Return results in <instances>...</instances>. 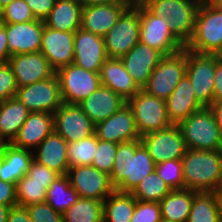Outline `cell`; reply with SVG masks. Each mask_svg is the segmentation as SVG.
I'll return each mask as SVG.
<instances>
[{
  "instance_id": "cell-21",
  "label": "cell",
  "mask_w": 222,
  "mask_h": 222,
  "mask_svg": "<svg viewBox=\"0 0 222 222\" xmlns=\"http://www.w3.org/2000/svg\"><path fill=\"white\" fill-rule=\"evenodd\" d=\"M44 22L5 23L9 54L40 52Z\"/></svg>"
},
{
  "instance_id": "cell-23",
  "label": "cell",
  "mask_w": 222,
  "mask_h": 222,
  "mask_svg": "<svg viewBox=\"0 0 222 222\" xmlns=\"http://www.w3.org/2000/svg\"><path fill=\"white\" fill-rule=\"evenodd\" d=\"M126 104L127 101L116 94L112 89L100 85L97 90L92 92L78 105L96 125L97 123L109 118Z\"/></svg>"
},
{
  "instance_id": "cell-43",
  "label": "cell",
  "mask_w": 222,
  "mask_h": 222,
  "mask_svg": "<svg viewBox=\"0 0 222 222\" xmlns=\"http://www.w3.org/2000/svg\"><path fill=\"white\" fill-rule=\"evenodd\" d=\"M161 210L158 202H143L136 200L134 214L130 222H158Z\"/></svg>"
},
{
  "instance_id": "cell-59",
  "label": "cell",
  "mask_w": 222,
  "mask_h": 222,
  "mask_svg": "<svg viewBox=\"0 0 222 222\" xmlns=\"http://www.w3.org/2000/svg\"><path fill=\"white\" fill-rule=\"evenodd\" d=\"M158 222H171V221H168V220H166L164 218H161Z\"/></svg>"
},
{
  "instance_id": "cell-41",
  "label": "cell",
  "mask_w": 222,
  "mask_h": 222,
  "mask_svg": "<svg viewBox=\"0 0 222 222\" xmlns=\"http://www.w3.org/2000/svg\"><path fill=\"white\" fill-rule=\"evenodd\" d=\"M36 20L24 0H14L0 12L1 23H23Z\"/></svg>"
},
{
  "instance_id": "cell-8",
  "label": "cell",
  "mask_w": 222,
  "mask_h": 222,
  "mask_svg": "<svg viewBox=\"0 0 222 222\" xmlns=\"http://www.w3.org/2000/svg\"><path fill=\"white\" fill-rule=\"evenodd\" d=\"M64 103L79 104L101 85L98 72L85 70L74 63L55 71Z\"/></svg>"
},
{
  "instance_id": "cell-18",
  "label": "cell",
  "mask_w": 222,
  "mask_h": 222,
  "mask_svg": "<svg viewBox=\"0 0 222 222\" xmlns=\"http://www.w3.org/2000/svg\"><path fill=\"white\" fill-rule=\"evenodd\" d=\"M98 139L112 143H123L140 139L132 109L128 104L109 118L95 125Z\"/></svg>"
},
{
  "instance_id": "cell-22",
  "label": "cell",
  "mask_w": 222,
  "mask_h": 222,
  "mask_svg": "<svg viewBox=\"0 0 222 222\" xmlns=\"http://www.w3.org/2000/svg\"><path fill=\"white\" fill-rule=\"evenodd\" d=\"M163 56L159 50L139 41L120 59L134 82L142 89Z\"/></svg>"
},
{
  "instance_id": "cell-45",
  "label": "cell",
  "mask_w": 222,
  "mask_h": 222,
  "mask_svg": "<svg viewBox=\"0 0 222 222\" xmlns=\"http://www.w3.org/2000/svg\"><path fill=\"white\" fill-rule=\"evenodd\" d=\"M26 175L29 176L33 182L47 183V189L53 183V181L60 176V174L56 171L39 164L34 159L31 162L30 168Z\"/></svg>"
},
{
  "instance_id": "cell-34",
  "label": "cell",
  "mask_w": 222,
  "mask_h": 222,
  "mask_svg": "<svg viewBox=\"0 0 222 222\" xmlns=\"http://www.w3.org/2000/svg\"><path fill=\"white\" fill-rule=\"evenodd\" d=\"M79 198L70 184L67 175H60L47 189L46 202L57 212L63 214Z\"/></svg>"
},
{
  "instance_id": "cell-35",
  "label": "cell",
  "mask_w": 222,
  "mask_h": 222,
  "mask_svg": "<svg viewBox=\"0 0 222 222\" xmlns=\"http://www.w3.org/2000/svg\"><path fill=\"white\" fill-rule=\"evenodd\" d=\"M103 201L81 198L63 214V222H103Z\"/></svg>"
},
{
  "instance_id": "cell-46",
  "label": "cell",
  "mask_w": 222,
  "mask_h": 222,
  "mask_svg": "<svg viewBox=\"0 0 222 222\" xmlns=\"http://www.w3.org/2000/svg\"><path fill=\"white\" fill-rule=\"evenodd\" d=\"M28 4L35 19L44 21L56 0H24Z\"/></svg>"
},
{
  "instance_id": "cell-14",
  "label": "cell",
  "mask_w": 222,
  "mask_h": 222,
  "mask_svg": "<svg viewBox=\"0 0 222 222\" xmlns=\"http://www.w3.org/2000/svg\"><path fill=\"white\" fill-rule=\"evenodd\" d=\"M70 184L81 198L104 201L116 189L109 175L92 165L74 166L68 169Z\"/></svg>"
},
{
  "instance_id": "cell-51",
  "label": "cell",
  "mask_w": 222,
  "mask_h": 222,
  "mask_svg": "<svg viewBox=\"0 0 222 222\" xmlns=\"http://www.w3.org/2000/svg\"><path fill=\"white\" fill-rule=\"evenodd\" d=\"M209 108L212 110L216 123L222 133V102L212 103Z\"/></svg>"
},
{
  "instance_id": "cell-52",
  "label": "cell",
  "mask_w": 222,
  "mask_h": 222,
  "mask_svg": "<svg viewBox=\"0 0 222 222\" xmlns=\"http://www.w3.org/2000/svg\"><path fill=\"white\" fill-rule=\"evenodd\" d=\"M82 6H89V5H97V4H108L118 0H78Z\"/></svg>"
},
{
  "instance_id": "cell-19",
  "label": "cell",
  "mask_w": 222,
  "mask_h": 222,
  "mask_svg": "<svg viewBox=\"0 0 222 222\" xmlns=\"http://www.w3.org/2000/svg\"><path fill=\"white\" fill-rule=\"evenodd\" d=\"M129 6V3L122 0L108 4L83 6L80 28L104 37Z\"/></svg>"
},
{
  "instance_id": "cell-5",
  "label": "cell",
  "mask_w": 222,
  "mask_h": 222,
  "mask_svg": "<svg viewBox=\"0 0 222 222\" xmlns=\"http://www.w3.org/2000/svg\"><path fill=\"white\" fill-rule=\"evenodd\" d=\"M178 126L188 149H222V133L209 107L193 112Z\"/></svg>"
},
{
  "instance_id": "cell-9",
  "label": "cell",
  "mask_w": 222,
  "mask_h": 222,
  "mask_svg": "<svg viewBox=\"0 0 222 222\" xmlns=\"http://www.w3.org/2000/svg\"><path fill=\"white\" fill-rule=\"evenodd\" d=\"M127 104L133 111L140 136L172 125L167 116L166 100L149 95L141 89Z\"/></svg>"
},
{
  "instance_id": "cell-16",
  "label": "cell",
  "mask_w": 222,
  "mask_h": 222,
  "mask_svg": "<svg viewBox=\"0 0 222 222\" xmlns=\"http://www.w3.org/2000/svg\"><path fill=\"white\" fill-rule=\"evenodd\" d=\"M73 63L85 70L100 72L108 58L104 38L82 28L75 31Z\"/></svg>"
},
{
  "instance_id": "cell-50",
  "label": "cell",
  "mask_w": 222,
  "mask_h": 222,
  "mask_svg": "<svg viewBox=\"0 0 222 222\" xmlns=\"http://www.w3.org/2000/svg\"><path fill=\"white\" fill-rule=\"evenodd\" d=\"M8 44H7V35L5 29V23L0 22V63L8 62L10 58Z\"/></svg>"
},
{
  "instance_id": "cell-26",
  "label": "cell",
  "mask_w": 222,
  "mask_h": 222,
  "mask_svg": "<svg viewBox=\"0 0 222 222\" xmlns=\"http://www.w3.org/2000/svg\"><path fill=\"white\" fill-rule=\"evenodd\" d=\"M67 149L68 142L53 131L34 149V160L60 175H67Z\"/></svg>"
},
{
  "instance_id": "cell-29",
  "label": "cell",
  "mask_w": 222,
  "mask_h": 222,
  "mask_svg": "<svg viewBox=\"0 0 222 222\" xmlns=\"http://www.w3.org/2000/svg\"><path fill=\"white\" fill-rule=\"evenodd\" d=\"M82 7L78 0H56L44 25L54 30L75 32L81 26Z\"/></svg>"
},
{
  "instance_id": "cell-44",
  "label": "cell",
  "mask_w": 222,
  "mask_h": 222,
  "mask_svg": "<svg viewBox=\"0 0 222 222\" xmlns=\"http://www.w3.org/2000/svg\"><path fill=\"white\" fill-rule=\"evenodd\" d=\"M18 86L14 73L9 64L0 63V101L16 96Z\"/></svg>"
},
{
  "instance_id": "cell-11",
  "label": "cell",
  "mask_w": 222,
  "mask_h": 222,
  "mask_svg": "<svg viewBox=\"0 0 222 222\" xmlns=\"http://www.w3.org/2000/svg\"><path fill=\"white\" fill-rule=\"evenodd\" d=\"M139 41L159 50L163 55L176 53L184 46L173 36L162 16L152 14L143 4H139Z\"/></svg>"
},
{
  "instance_id": "cell-20",
  "label": "cell",
  "mask_w": 222,
  "mask_h": 222,
  "mask_svg": "<svg viewBox=\"0 0 222 222\" xmlns=\"http://www.w3.org/2000/svg\"><path fill=\"white\" fill-rule=\"evenodd\" d=\"M74 35L75 32L54 30L44 25L40 52L55 71L73 63Z\"/></svg>"
},
{
  "instance_id": "cell-1",
  "label": "cell",
  "mask_w": 222,
  "mask_h": 222,
  "mask_svg": "<svg viewBox=\"0 0 222 222\" xmlns=\"http://www.w3.org/2000/svg\"><path fill=\"white\" fill-rule=\"evenodd\" d=\"M156 164L140 139L119 143L112 172L109 175L117 191L131 193Z\"/></svg>"
},
{
  "instance_id": "cell-27",
  "label": "cell",
  "mask_w": 222,
  "mask_h": 222,
  "mask_svg": "<svg viewBox=\"0 0 222 222\" xmlns=\"http://www.w3.org/2000/svg\"><path fill=\"white\" fill-rule=\"evenodd\" d=\"M167 116L171 124L178 125L193 112L203 108L195 98L192 85L185 74L166 99Z\"/></svg>"
},
{
  "instance_id": "cell-49",
  "label": "cell",
  "mask_w": 222,
  "mask_h": 222,
  "mask_svg": "<svg viewBox=\"0 0 222 222\" xmlns=\"http://www.w3.org/2000/svg\"><path fill=\"white\" fill-rule=\"evenodd\" d=\"M6 222H31L25 206H13L9 210Z\"/></svg>"
},
{
  "instance_id": "cell-57",
  "label": "cell",
  "mask_w": 222,
  "mask_h": 222,
  "mask_svg": "<svg viewBox=\"0 0 222 222\" xmlns=\"http://www.w3.org/2000/svg\"><path fill=\"white\" fill-rule=\"evenodd\" d=\"M211 3H213L215 6L222 8V0H209Z\"/></svg>"
},
{
  "instance_id": "cell-42",
  "label": "cell",
  "mask_w": 222,
  "mask_h": 222,
  "mask_svg": "<svg viewBox=\"0 0 222 222\" xmlns=\"http://www.w3.org/2000/svg\"><path fill=\"white\" fill-rule=\"evenodd\" d=\"M25 207L31 222H63L62 214L55 211L46 201Z\"/></svg>"
},
{
  "instance_id": "cell-55",
  "label": "cell",
  "mask_w": 222,
  "mask_h": 222,
  "mask_svg": "<svg viewBox=\"0 0 222 222\" xmlns=\"http://www.w3.org/2000/svg\"><path fill=\"white\" fill-rule=\"evenodd\" d=\"M14 0H0V12Z\"/></svg>"
},
{
  "instance_id": "cell-24",
  "label": "cell",
  "mask_w": 222,
  "mask_h": 222,
  "mask_svg": "<svg viewBox=\"0 0 222 222\" xmlns=\"http://www.w3.org/2000/svg\"><path fill=\"white\" fill-rule=\"evenodd\" d=\"M53 131V113L30 112L11 144L17 148L34 150Z\"/></svg>"
},
{
  "instance_id": "cell-28",
  "label": "cell",
  "mask_w": 222,
  "mask_h": 222,
  "mask_svg": "<svg viewBox=\"0 0 222 222\" xmlns=\"http://www.w3.org/2000/svg\"><path fill=\"white\" fill-rule=\"evenodd\" d=\"M32 151L8 144L0 158V180L16 184L30 168L34 159Z\"/></svg>"
},
{
  "instance_id": "cell-17",
  "label": "cell",
  "mask_w": 222,
  "mask_h": 222,
  "mask_svg": "<svg viewBox=\"0 0 222 222\" xmlns=\"http://www.w3.org/2000/svg\"><path fill=\"white\" fill-rule=\"evenodd\" d=\"M9 66L14 73L18 88L52 77L55 70L41 52L10 56Z\"/></svg>"
},
{
  "instance_id": "cell-37",
  "label": "cell",
  "mask_w": 222,
  "mask_h": 222,
  "mask_svg": "<svg viewBox=\"0 0 222 222\" xmlns=\"http://www.w3.org/2000/svg\"><path fill=\"white\" fill-rule=\"evenodd\" d=\"M97 149V136H91L79 141L68 143L67 157L69 168L81 165H91Z\"/></svg>"
},
{
  "instance_id": "cell-56",
  "label": "cell",
  "mask_w": 222,
  "mask_h": 222,
  "mask_svg": "<svg viewBox=\"0 0 222 222\" xmlns=\"http://www.w3.org/2000/svg\"><path fill=\"white\" fill-rule=\"evenodd\" d=\"M122 1H125L130 5L142 4L144 2V0H122Z\"/></svg>"
},
{
  "instance_id": "cell-7",
  "label": "cell",
  "mask_w": 222,
  "mask_h": 222,
  "mask_svg": "<svg viewBox=\"0 0 222 222\" xmlns=\"http://www.w3.org/2000/svg\"><path fill=\"white\" fill-rule=\"evenodd\" d=\"M139 33V4L130 5L103 37L108 57L126 55L139 42Z\"/></svg>"
},
{
  "instance_id": "cell-47",
  "label": "cell",
  "mask_w": 222,
  "mask_h": 222,
  "mask_svg": "<svg viewBox=\"0 0 222 222\" xmlns=\"http://www.w3.org/2000/svg\"><path fill=\"white\" fill-rule=\"evenodd\" d=\"M0 205L13 207L18 205L16 197V184L0 180Z\"/></svg>"
},
{
  "instance_id": "cell-30",
  "label": "cell",
  "mask_w": 222,
  "mask_h": 222,
  "mask_svg": "<svg viewBox=\"0 0 222 222\" xmlns=\"http://www.w3.org/2000/svg\"><path fill=\"white\" fill-rule=\"evenodd\" d=\"M30 111L16 98L0 101V135L11 144Z\"/></svg>"
},
{
  "instance_id": "cell-3",
  "label": "cell",
  "mask_w": 222,
  "mask_h": 222,
  "mask_svg": "<svg viewBox=\"0 0 222 222\" xmlns=\"http://www.w3.org/2000/svg\"><path fill=\"white\" fill-rule=\"evenodd\" d=\"M202 0H144L142 3L152 14L167 19L173 36L186 47L192 40L195 18Z\"/></svg>"
},
{
  "instance_id": "cell-4",
  "label": "cell",
  "mask_w": 222,
  "mask_h": 222,
  "mask_svg": "<svg viewBox=\"0 0 222 222\" xmlns=\"http://www.w3.org/2000/svg\"><path fill=\"white\" fill-rule=\"evenodd\" d=\"M186 48L196 53L222 56V8L209 0L200 2L194 34Z\"/></svg>"
},
{
  "instance_id": "cell-53",
  "label": "cell",
  "mask_w": 222,
  "mask_h": 222,
  "mask_svg": "<svg viewBox=\"0 0 222 222\" xmlns=\"http://www.w3.org/2000/svg\"><path fill=\"white\" fill-rule=\"evenodd\" d=\"M11 207L0 205V222H6Z\"/></svg>"
},
{
  "instance_id": "cell-54",
  "label": "cell",
  "mask_w": 222,
  "mask_h": 222,
  "mask_svg": "<svg viewBox=\"0 0 222 222\" xmlns=\"http://www.w3.org/2000/svg\"><path fill=\"white\" fill-rule=\"evenodd\" d=\"M9 143L0 135V158L4 154V150Z\"/></svg>"
},
{
  "instance_id": "cell-25",
  "label": "cell",
  "mask_w": 222,
  "mask_h": 222,
  "mask_svg": "<svg viewBox=\"0 0 222 222\" xmlns=\"http://www.w3.org/2000/svg\"><path fill=\"white\" fill-rule=\"evenodd\" d=\"M101 85L112 89L116 94L128 101L141 89L134 82L120 58H107L100 72Z\"/></svg>"
},
{
  "instance_id": "cell-6",
  "label": "cell",
  "mask_w": 222,
  "mask_h": 222,
  "mask_svg": "<svg viewBox=\"0 0 222 222\" xmlns=\"http://www.w3.org/2000/svg\"><path fill=\"white\" fill-rule=\"evenodd\" d=\"M187 48L164 55L142 88L149 95L166 100L186 74Z\"/></svg>"
},
{
  "instance_id": "cell-36",
  "label": "cell",
  "mask_w": 222,
  "mask_h": 222,
  "mask_svg": "<svg viewBox=\"0 0 222 222\" xmlns=\"http://www.w3.org/2000/svg\"><path fill=\"white\" fill-rule=\"evenodd\" d=\"M170 191V187L154 171L143 178L131 194L139 201L159 203Z\"/></svg>"
},
{
  "instance_id": "cell-32",
  "label": "cell",
  "mask_w": 222,
  "mask_h": 222,
  "mask_svg": "<svg viewBox=\"0 0 222 222\" xmlns=\"http://www.w3.org/2000/svg\"><path fill=\"white\" fill-rule=\"evenodd\" d=\"M187 222H221L220 192L194 191Z\"/></svg>"
},
{
  "instance_id": "cell-48",
  "label": "cell",
  "mask_w": 222,
  "mask_h": 222,
  "mask_svg": "<svg viewBox=\"0 0 222 222\" xmlns=\"http://www.w3.org/2000/svg\"><path fill=\"white\" fill-rule=\"evenodd\" d=\"M222 102V56L215 57L213 103Z\"/></svg>"
},
{
  "instance_id": "cell-13",
  "label": "cell",
  "mask_w": 222,
  "mask_h": 222,
  "mask_svg": "<svg viewBox=\"0 0 222 222\" xmlns=\"http://www.w3.org/2000/svg\"><path fill=\"white\" fill-rule=\"evenodd\" d=\"M155 164L182 159L188 149L178 125L151 132L140 137Z\"/></svg>"
},
{
  "instance_id": "cell-58",
  "label": "cell",
  "mask_w": 222,
  "mask_h": 222,
  "mask_svg": "<svg viewBox=\"0 0 222 222\" xmlns=\"http://www.w3.org/2000/svg\"><path fill=\"white\" fill-rule=\"evenodd\" d=\"M220 221L222 222V192H220Z\"/></svg>"
},
{
  "instance_id": "cell-39",
  "label": "cell",
  "mask_w": 222,
  "mask_h": 222,
  "mask_svg": "<svg viewBox=\"0 0 222 222\" xmlns=\"http://www.w3.org/2000/svg\"><path fill=\"white\" fill-rule=\"evenodd\" d=\"M155 171L171 190L185 189L181 159L166 160L156 164Z\"/></svg>"
},
{
  "instance_id": "cell-31",
  "label": "cell",
  "mask_w": 222,
  "mask_h": 222,
  "mask_svg": "<svg viewBox=\"0 0 222 222\" xmlns=\"http://www.w3.org/2000/svg\"><path fill=\"white\" fill-rule=\"evenodd\" d=\"M194 190H171L159 202L161 218L171 222H187Z\"/></svg>"
},
{
  "instance_id": "cell-2",
  "label": "cell",
  "mask_w": 222,
  "mask_h": 222,
  "mask_svg": "<svg viewBox=\"0 0 222 222\" xmlns=\"http://www.w3.org/2000/svg\"><path fill=\"white\" fill-rule=\"evenodd\" d=\"M181 161L185 189L222 192V149H187Z\"/></svg>"
},
{
  "instance_id": "cell-38",
  "label": "cell",
  "mask_w": 222,
  "mask_h": 222,
  "mask_svg": "<svg viewBox=\"0 0 222 222\" xmlns=\"http://www.w3.org/2000/svg\"><path fill=\"white\" fill-rule=\"evenodd\" d=\"M47 183L33 182L26 174L16 183L19 206H28L46 201Z\"/></svg>"
},
{
  "instance_id": "cell-12",
  "label": "cell",
  "mask_w": 222,
  "mask_h": 222,
  "mask_svg": "<svg viewBox=\"0 0 222 222\" xmlns=\"http://www.w3.org/2000/svg\"><path fill=\"white\" fill-rule=\"evenodd\" d=\"M15 97L30 112L54 113L63 104L56 74L48 79L19 87Z\"/></svg>"
},
{
  "instance_id": "cell-15",
  "label": "cell",
  "mask_w": 222,
  "mask_h": 222,
  "mask_svg": "<svg viewBox=\"0 0 222 222\" xmlns=\"http://www.w3.org/2000/svg\"><path fill=\"white\" fill-rule=\"evenodd\" d=\"M54 132L68 143L87 138L95 133V124L78 104L64 103L53 113Z\"/></svg>"
},
{
  "instance_id": "cell-40",
  "label": "cell",
  "mask_w": 222,
  "mask_h": 222,
  "mask_svg": "<svg viewBox=\"0 0 222 222\" xmlns=\"http://www.w3.org/2000/svg\"><path fill=\"white\" fill-rule=\"evenodd\" d=\"M117 145V143L103 141L97 138V149L91 165L110 175L114 165Z\"/></svg>"
},
{
  "instance_id": "cell-10",
  "label": "cell",
  "mask_w": 222,
  "mask_h": 222,
  "mask_svg": "<svg viewBox=\"0 0 222 222\" xmlns=\"http://www.w3.org/2000/svg\"><path fill=\"white\" fill-rule=\"evenodd\" d=\"M216 54L196 53L187 49L186 75L203 107L213 103Z\"/></svg>"
},
{
  "instance_id": "cell-33",
  "label": "cell",
  "mask_w": 222,
  "mask_h": 222,
  "mask_svg": "<svg viewBox=\"0 0 222 222\" xmlns=\"http://www.w3.org/2000/svg\"><path fill=\"white\" fill-rule=\"evenodd\" d=\"M135 206L131 193L115 190L103 201V222H130Z\"/></svg>"
}]
</instances>
